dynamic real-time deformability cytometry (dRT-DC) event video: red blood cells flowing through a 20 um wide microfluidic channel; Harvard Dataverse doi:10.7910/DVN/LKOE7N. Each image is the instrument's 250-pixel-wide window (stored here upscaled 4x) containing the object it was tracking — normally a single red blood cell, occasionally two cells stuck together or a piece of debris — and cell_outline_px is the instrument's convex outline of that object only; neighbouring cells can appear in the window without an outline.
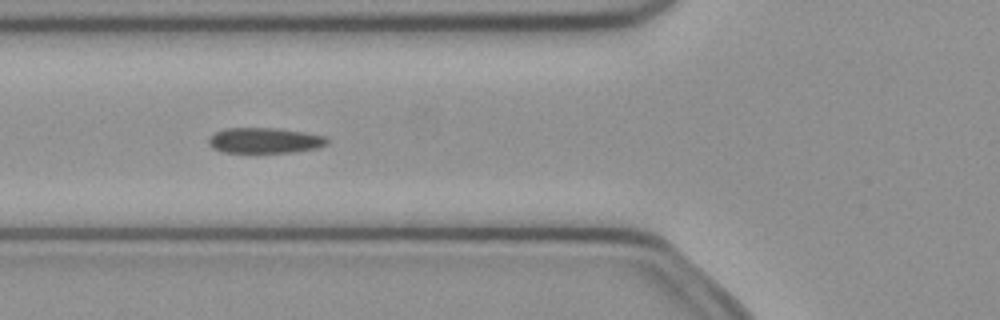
{"species": "common noctule bat (a hibernating species)", "species_latin": "Nyctalus noctula", "temperature_condition": "cold", "stored_images_in_passage": 8, "camera_frame_rate_fps": 3000, "um_per_image_px": 0.085, "animal": {"sex": "female", "body_mass_g": 21.9}, "frame": {"image": 1, "passage_image": 6, "time_ms": 1.667, "image_size_px": [1000, 320], "cell_outline_px": [[328, 144], [320, 148], [296, 152], [224, 152], [212, 148], [208, 144], [208, 136], [224, 128], [276, 128], [304, 132], [328, 136]], "centroid_in_image_um": [22.53, 11.94], "position_along_channel_um": 103.3, "area_um2": 17.86}}
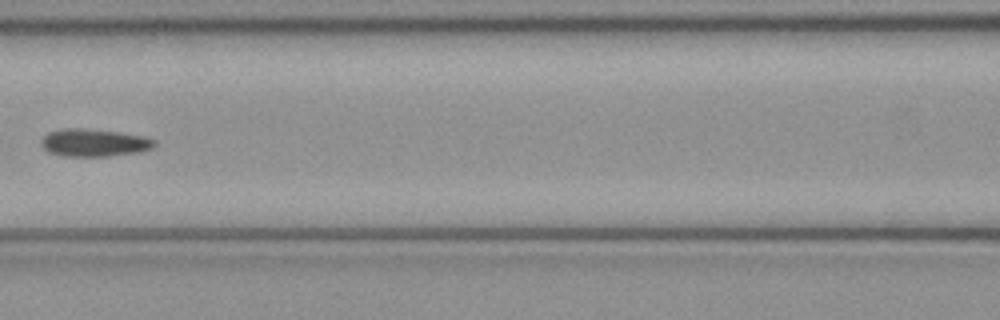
{"frame": {"image": 2, "passage_image": 7, "time_ms": 2.0, "image_size_px": [1000, 320], "cell_outline_px": [[156, 144], [152, 148], [140, 152], [108, 156], [64, 156], [48, 152], [40, 144], [40, 140], [48, 132], [60, 128], [88, 128], [120, 132], [144, 136], [156, 140]], "centroid_in_image_um": [7.99, 12.12], "position_along_channel_um": 158.6, "area_um2": 18.5}}
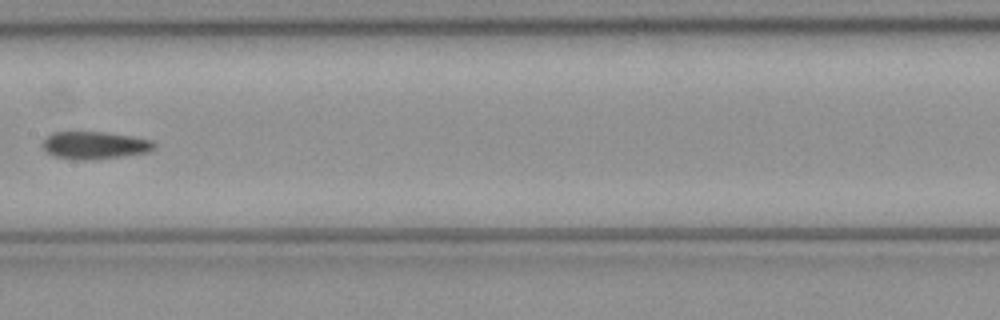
{"frame": {"image": 3, "passage_image": 8, "time_ms": 2.333, "image_size_px": [1000, 320], "cell_outline_px": [[156, 148], [148, 152], [124, 156], [92, 160], [80, 160], [52, 156], [40, 144], [52, 132], [108, 132], [132, 136], [152, 140], [156, 144]], "centroid_in_image_um": [8.07, 12.35], "position_along_channel_um": 199.3, "area_um2": 18.09}}